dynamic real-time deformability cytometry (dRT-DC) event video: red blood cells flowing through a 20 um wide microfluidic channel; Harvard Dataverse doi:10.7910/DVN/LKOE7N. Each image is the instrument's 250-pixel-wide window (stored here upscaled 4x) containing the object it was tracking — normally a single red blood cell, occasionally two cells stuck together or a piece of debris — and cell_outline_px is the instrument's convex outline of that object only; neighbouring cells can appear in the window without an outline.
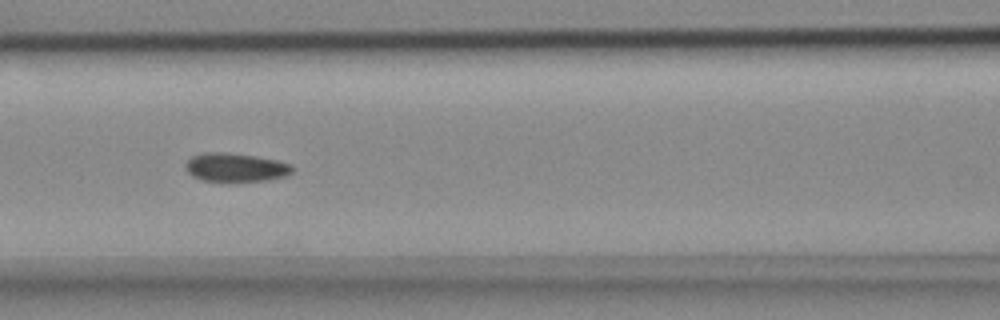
{"species": "common noctule bat (a hibernating species)", "species_latin": "Nyctalus noctula", "temperature_condition": "cold", "stored_images_in_passage": 14, "camera_frame_rate_fps": 3000, "um_per_image_px": 0.085, "animal": {"sex": "female", "body_mass_g": 18.4}, "frame": {"image": 1, "passage_image": 6, "time_ms": 1.667, "image_size_px": [1000, 320], "cell_outline_px": [[292, 172], [284, 176], [268, 180], [204, 180], [192, 176], [188, 172], [184, 164], [192, 156], [204, 152], [224, 152], [256, 156], [276, 160], [292, 164]], "centroid_in_image_um": [20.01, 14.2], "position_along_channel_um": 146.6, "area_um2": 17.46}}
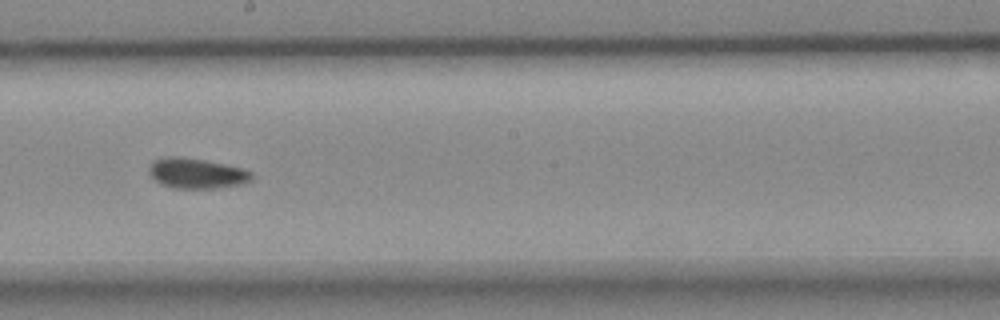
{"frame": {"image": 2, "passage_image": 8, "time_ms": 2.333, "image_size_px": [1000, 320], "cell_outline_px": [[252, 180], [240, 184], [216, 188], [172, 188], [160, 184], [148, 172], [148, 168], [152, 160], [164, 156], [184, 156], [244, 168], [252, 172]], "centroid_in_image_um": [16.67, 14.71], "position_along_channel_um": 231.5, "area_um2": 18.32}}
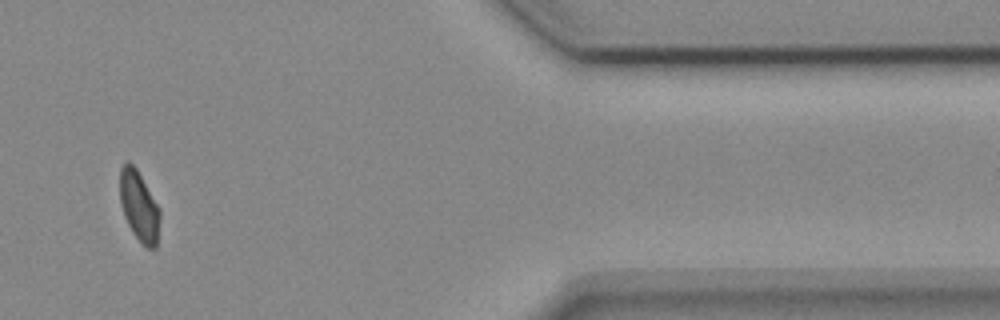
{"frame": {"image": 3, "passage_image": 12, "time_ms": 3.667, "image_size_px": [1000, 320], "cell_outline_px": [[160, 220], [156, 248], [148, 248], [140, 244], [132, 232], [124, 216], [120, 204], [120, 168], [124, 160], [128, 160], [136, 168], [160, 208]], "centroid_in_image_um": [11.81, 17.52], "position_along_channel_um": 399.6, "area_um2": 16.65}}